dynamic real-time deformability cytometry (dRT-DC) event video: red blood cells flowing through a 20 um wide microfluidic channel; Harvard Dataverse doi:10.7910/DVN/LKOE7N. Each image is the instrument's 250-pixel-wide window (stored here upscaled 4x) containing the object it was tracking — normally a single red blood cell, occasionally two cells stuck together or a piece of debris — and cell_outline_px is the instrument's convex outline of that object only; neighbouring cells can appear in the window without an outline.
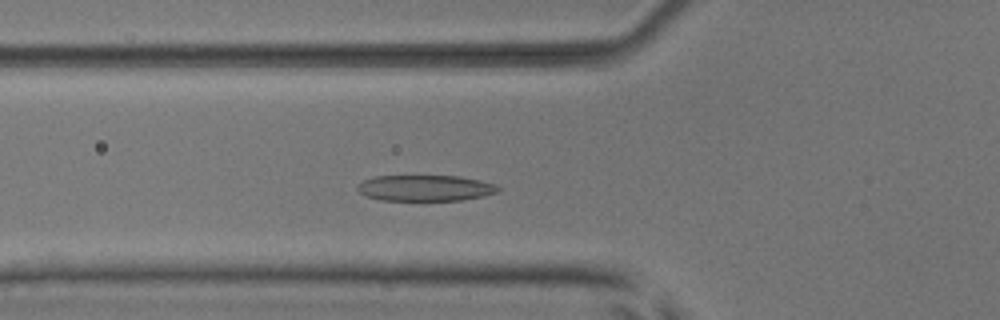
{"species": "common noctule bat (a hibernating species)", "species_latin": "Nyctalus noctula", "temperature_condition": "room temperature", "stored_images_in_passage": 49, "camera_frame_rate_fps": 3000, "um_per_image_px": 0.085, "animal": {"sex": "male", "body_mass_g": 17.9, "forearm_length_mm": 54.2}, "frame": {"image": 1, "passage_image": 15, "time_ms": 4.667, "image_size_px": [1000, 320], "cell_outline_px": [[500, 188], [496, 192], [484, 196], [464, 200], [380, 200], [368, 196], [360, 192], [356, 188], [356, 184], [364, 180], [376, 176], [460, 176], [480, 180], [496, 184]], "centroid_in_image_um": [36.16, 15.98], "position_along_channel_um": 89.6, "area_um2": 21.27}}
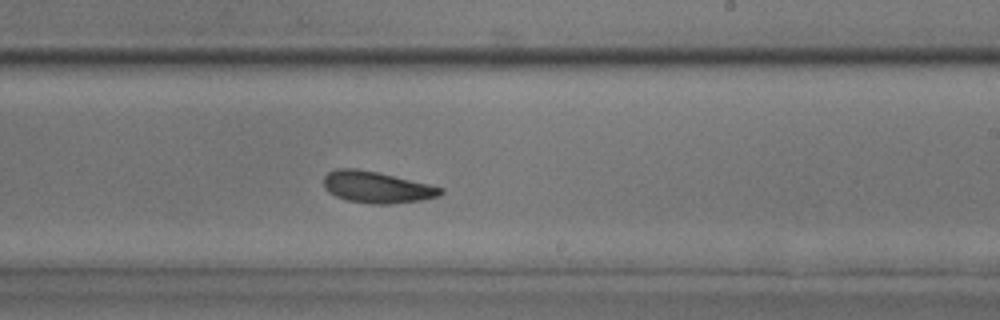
{"frame": {"image": 2, "passage_image": 28, "time_ms": 9.0, "image_size_px": [1000, 320], "cell_outline_px": [[444, 192], [440, 196], [424, 200], [392, 204], [372, 204], [344, 200], [328, 192], [324, 188], [324, 176], [328, 172], [336, 168], [356, 168], [376, 172], [428, 184], [444, 188]], "centroid_in_image_um": [32.02, 15.92], "position_along_channel_um": 257.0, "area_um2": 21.62}}
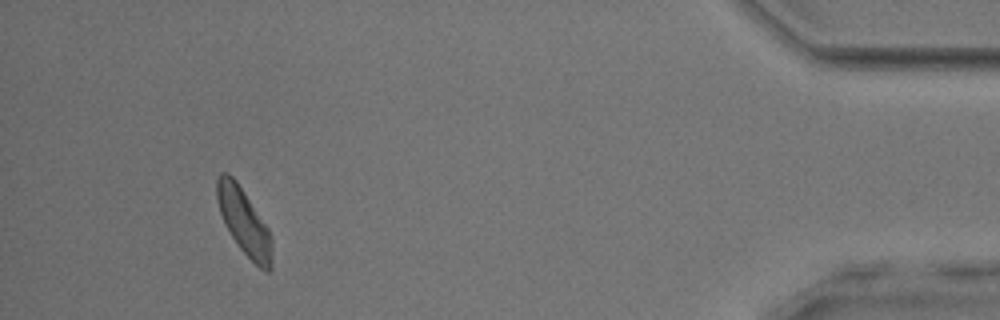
{"frame": {"image": 3, "passage_image": 45, "time_ms": 14.667, "image_size_px": [1000, 320], "cell_outline_px": [[272, 268], [268, 272], [260, 268], [240, 248], [224, 224], [220, 212], [216, 196], [216, 180], [220, 172], [228, 172], [236, 180], [268, 228], [272, 240]], "centroid_in_image_um": [20.73, 18.83], "position_along_channel_um": 414.5, "area_um2": 21.04}, "authors_computed_cell_mechanics": {"area_um2": 21.3282, "velocity_mm_per_s": 3.8759, "shape_relaxation_time_tau1_ms": 3.438, "shape_relaxation_time_tau2_ms": 2.0892, "deformation_change_tau1": 0.1261, "deformation_change_tau2": 0.1065}}